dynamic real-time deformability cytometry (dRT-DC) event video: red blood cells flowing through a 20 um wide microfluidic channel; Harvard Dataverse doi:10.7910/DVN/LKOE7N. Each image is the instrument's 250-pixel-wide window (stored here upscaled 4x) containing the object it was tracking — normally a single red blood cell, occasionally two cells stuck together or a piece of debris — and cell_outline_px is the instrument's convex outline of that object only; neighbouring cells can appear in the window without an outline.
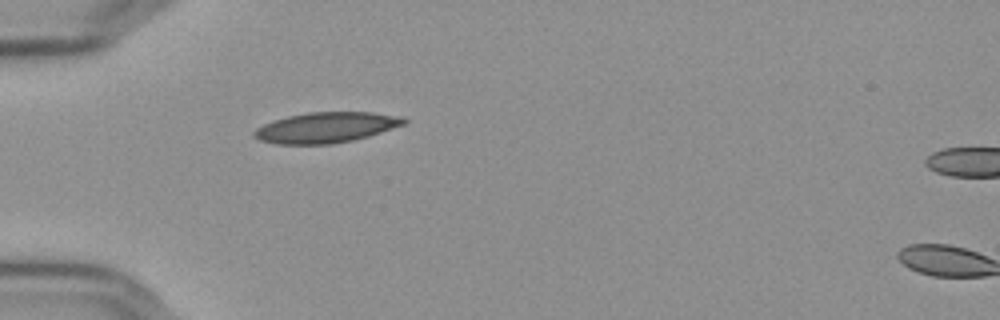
{"species": "Egyptian fruit bat (a non-hibernating species)", "species_latin": "Rousettus aegyptiacus", "temperature_condition": "cold", "stored_images_in_passage": 40, "camera_frame_rate_fps": 3000, "um_per_image_px": 0.085, "frame": {"image": 1, "passage_image": 1, "time_ms": 0.0, "image_size_px": [1000, 320], "cell_outline_px": [[408, 120], [404, 124], [368, 136], [352, 140], [332, 144], [276, 144], [260, 140], [252, 136], [252, 132], [256, 128], [272, 120], [288, 116], [308, 112], [372, 112], [404, 116]], "centroid_in_image_um": [27.7, 10.83], "position_along_channel_um": 57.3, "area_um2": 26.7}}
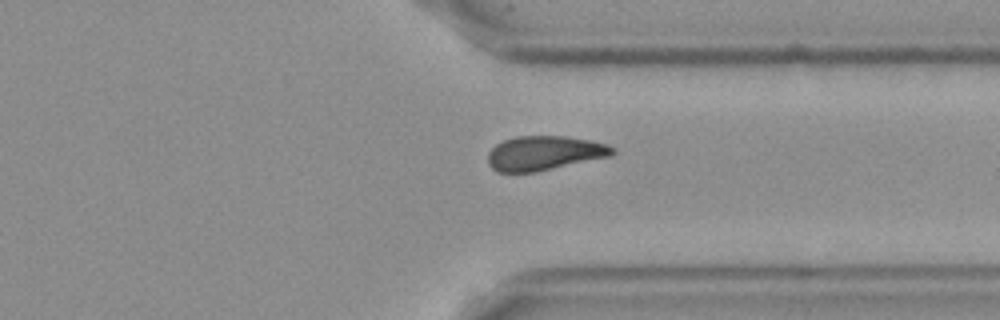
{"frame": {"image": 2, "passage_image": 27, "time_ms": 8.667, "image_size_px": [1000, 320], "cell_outline_px": [[616, 152], [612, 156], [536, 172], [496, 172], [488, 164], [488, 152], [496, 144], [504, 140], [516, 136], [564, 136], [592, 140], [608, 144], [616, 148]], "centroid_in_image_um": [46.3, 13.01], "position_along_channel_um": 365.1, "area_um2": 25.26}}
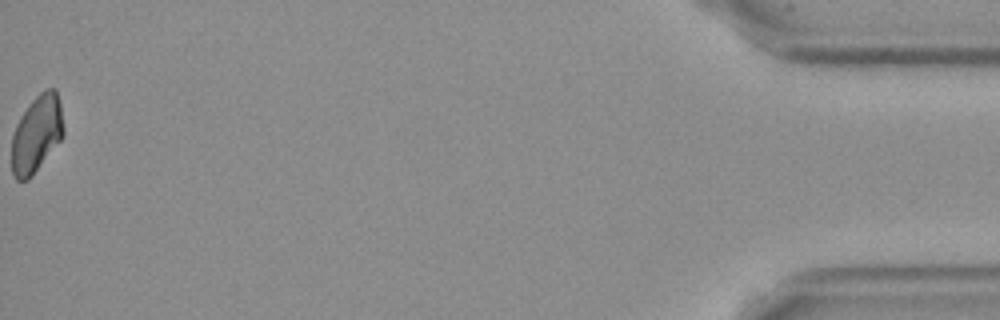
{"frame": {"image": 3, "passage_image": 40, "time_ms": 13.0, "image_size_px": [1000, 320], "cell_outline_px": [[64, 136], [32, 176], [28, 180], [16, 180], [12, 172], [12, 136], [16, 124], [20, 116], [28, 104], [44, 88], [56, 88], [60, 104], [64, 128]], "centroid_in_image_um": [3.12, 11.37], "position_along_channel_um": 432.1, "area_um2": 23.47}, "authors_computed_cell_mechanics": {"area_um2": 24.9696, "velocity_mm_per_s": 3.6436, "shape_relaxation_time_tau1_ms": 8.0598, "shape_relaxation_time_tau2_ms": 4.5182, "deformation_change_tau1": 0.1744, "deformation_change_tau2": 0.0952}}